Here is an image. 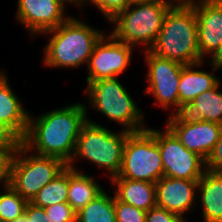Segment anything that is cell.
Listing matches in <instances>:
<instances>
[{"instance_id": "4316f807", "label": "cell", "mask_w": 222, "mask_h": 222, "mask_svg": "<svg viewBox=\"0 0 222 222\" xmlns=\"http://www.w3.org/2000/svg\"><path fill=\"white\" fill-rule=\"evenodd\" d=\"M44 209L52 222H76V212L68 202L56 203Z\"/></svg>"}, {"instance_id": "836d02e7", "label": "cell", "mask_w": 222, "mask_h": 222, "mask_svg": "<svg viewBox=\"0 0 222 222\" xmlns=\"http://www.w3.org/2000/svg\"><path fill=\"white\" fill-rule=\"evenodd\" d=\"M210 59L211 60H209V62L211 65L217 69H222V44L218 47Z\"/></svg>"}, {"instance_id": "f1b7e54d", "label": "cell", "mask_w": 222, "mask_h": 222, "mask_svg": "<svg viewBox=\"0 0 222 222\" xmlns=\"http://www.w3.org/2000/svg\"><path fill=\"white\" fill-rule=\"evenodd\" d=\"M16 146H0V185L5 186L9 180V166Z\"/></svg>"}, {"instance_id": "e0dca14e", "label": "cell", "mask_w": 222, "mask_h": 222, "mask_svg": "<svg viewBox=\"0 0 222 222\" xmlns=\"http://www.w3.org/2000/svg\"><path fill=\"white\" fill-rule=\"evenodd\" d=\"M8 80L5 70H0V121L22 140L27 131L29 112L21 104L22 101Z\"/></svg>"}, {"instance_id": "1f68e13d", "label": "cell", "mask_w": 222, "mask_h": 222, "mask_svg": "<svg viewBox=\"0 0 222 222\" xmlns=\"http://www.w3.org/2000/svg\"><path fill=\"white\" fill-rule=\"evenodd\" d=\"M21 139L2 121H0V146H18Z\"/></svg>"}, {"instance_id": "d4e9b609", "label": "cell", "mask_w": 222, "mask_h": 222, "mask_svg": "<svg viewBox=\"0 0 222 222\" xmlns=\"http://www.w3.org/2000/svg\"><path fill=\"white\" fill-rule=\"evenodd\" d=\"M135 0H83L80 8L84 6L85 3H91L102 13V15L109 22L112 20L119 12L127 9Z\"/></svg>"}, {"instance_id": "603a6c76", "label": "cell", "mask_w": 222, "mask_h": 222, "mask_svg": "<svg viewBox=\"0 0 222 222\" xmlns=\"http://www.w3.org/2000/svg\"><path fill=\"white\" fill-rule=\"evenodd\" d=\"M68 196V166L51 182L46 184L31 203L46 208L56 203L67 202Z\"/></svg>"}, {"instance_id": "d6a6232c", "label": "cell", "mask_w": 222, "mask_h": 222, "mask_svg": "<svg viewBox=\"0 0 222 222\" xmlns=\"http://www.w3.org/2000/svg\"><path fill=\"white\" fill-rule=\"evenodd\" d=\"M170 6H195L208 0H164Z\"/></svg>"}, {"instance_id": "d6986e66", "label": "cell", "mask_w": 222, "mask_h": 222, "mask_svg": "<svg viewBox=\"0 0 222 222\" xmlns=\"http://www.w3.org/2000/svg\"><path fill=\"white\" fill-rule=\"evenodd\" d=\"M110 181L115 187L113 194L119 201L144 211L157 205L155 183L127 178H111Z\"/></svg>"}, {"instance_id": "7c38bea8", "label": "cell", "mask_w": 222, "mask_h": 222, "mask_svg": "<svg viewBox=\"0 0 222 222\" xmlns=\"http://www.w3.org/2000/svg\"><path fill=\"white\" fill-rule=\"evenodd\" d=\"M182 145L206 160L222 133V125L185 119L180 113L169 115L165 125Z\"/></svg>"}, {"instance_id": "d590c367", "label": "cell", "mask_w": 222, "mask_h": 222, "mask_svg": "<svg viewBox=\"0 0 222 222\" xmlns=\"http://www.w3.org/2000/svg\"><path fill=\"white\" fill-rule=\"evenodd\" d=\"M11 222H29L28 218L25 214H23L22 216L18 217L17 219H15L14 221Z\"/></svg>"}, {"instance_id": "4dcf8cb0", "label": "cell", "mask_w": 222, "mask_h": 222, "mask_svg": "<svg viewBox=\"0 0 222 222\" xmlns=\"http://www.w3.org/2000/svg\"><path fill=\"white\" fill-rule=\"evenodd\" d=\"M24 214L27 216L29 222H52L44 208L35 206L31 202H28L26 205Z\"/></svg>"}, {"instance_id": "7402d4cb", "label": "cell", "mask_w": 222, "mask_h": 222, "mask_svg": "<svg viewBox=\"0 0 222 222\" xmlns=\"http://www.w3.org/2000/svg\"><path fill=\"white\" fill-rule=\"evenodd\" d=\"M76 222H117L114 196L104 190L76 213Z\"/></svg>"}, {"instance_id": "30bf717a", "label": "cell", "mask_w": 222, "mask_h": 222, "mask_svg": "<svg viewBox=\"0 0 222 222\" xmlns=\"http://www.w3.org/2000/svg\"><path fill=\"white\" fill-rule=\"evenodd\" d=\"M156 142L165 177L199 180L205 173V159L186 149L167 127L164 130L156 129Z\"/></svg>"}, {"instance_id": "484cf974", "label": "cell", "mask_w": 222, "mask_h": 222, "mask_svg": "<svg viewBox=\"0 0 222 222\" xmlns=\"http://www.w3.org/2000/svg\"><path fill=\"white\" fill-rule=\"evenodd\" d=\"M114 209L117 222H145L147 211L119 201L114 196Z\"/></svg>"}, {"instance_id": "6da1fadb", "label": "cell", "mask_w": 222, "mask_h": 222, "mask_svg": "<svg viewBox=\"0 0 222 222\" xmlns=\"http://www.w3.org/2000/svg\"><path fill=\"white\" fill-rule=\"evenodd\" d=\"M87 109L83 103L44 112L37 117L29 113L28 127L21 144L30 152L71 161L82 127L87 123Z\"/></svg>"}, {"instance_id": "5b68a950", "label": "cell", "mask_w": 222, "mask_h": 222, "mask_svg": "<svg viewBox=\"0 0 222 222\" xmlns=\"http://www.w3.org/2000/svg\"><path fill=\"white\" fill-rule=\"evenodd\" d=\"M170 5L164 1H135L109 21L119 41L149 50L155 43Z\"/></svg>"}, {"instance_id": "2e32d148", "label": "cell", "mask_w": 222, "mask_h": 222, "mask_svg": "<svg viewBox=\"0 0 222 222\" xmlns=\"http://www.w3.org/2000/svg\"><path fill=\"white\" fill-rule=\"evenodd\" d=\"M205 65V61L195 64L184 65L181 70L180 83L178 88L179 94V113L189 103H191L198 95L213 89L221 80L213 75L218 69L213 65L212 73L199 70L198 67ZM197 68V70L195 69Z\"/></svg>"}, {"instance_id": "9a60e30c", "label": "cell", "mask_w": 222, "mask_h": 222, "mask_svg": "<svg viewBox=\"0 0 222 222\" xmlns=\"http://www.w3.org/2000/svg\"><path fill=\"white\" fill-rule=\"evenodd\" d=\"M193 7L200 56L207 60L205 58L211 57L222 44V0H208Z\"/></svg>"}, {"instance_id": "52a82bcc", "label": "cell", "mask_w": 222, "mask_h": 222, "mask_svg": "<svg viewBox=\"0 0 222 222\" xmlns=\"http://www.w3.org/2000/svg\"><path fill=\"white\" fill-rule=\"evenodd\" d=\"M64 161L55 157L30 154L22 144L12 155L8 184L28 202L46 184L55 179L66 167Z\"/></svg>"}, {"instance_id": "e575fe53", "label": "cell", "mask_w": 222, "mask_h": 222, "mask_svg": "<svg viewBox=\"0 0 222 222\" xmlns=\"http://www.w3.org/2000/svg\"><path fill=\"white\" fill-rule=\"evenodd\" d=\"M66 2H68L69 4H74V6H78L80 7L82 4L83 0H65Z\"/></svg>"}, {"instance_id": "9c48e42d", "label": "cell", "mask_w": 222, "mask_h": 222, "mask_svg": "<svg viewBox=\"0 0 222 222\" xmlns=\"http://www.w3.org/2000/svg\"><path fill=\"white\" fill-rule=\"evenodd\" d=\"M146 51V52H145ZM148 68V87L145 94L153 95L155 104L170 110V115L179 114L178 88L183 64L157 56L150 50H143ZM175 109V110H173Z\"/></svg>"}, {"instance_id": "83f0119b", "label": "cell", "mask_w": 222, "mask_h": 222, "mask_svg": "<svg viewBox=\"0 0 222 222\" xmlns=\"http://www.w3.org/2000/svg\"><path fill=\"white\" fill-rule=\"evenodd\" d=\"M177 214L167 211L166 209L154 206L146 213L145 222H183Z\"/></svg>"}, {"instance_id": "ffe728a7", "label": "cell", "mask_w": 222, "mask_h": 222, "mask_svg": "<svg viewBox=\"0 0 222 222\" xmlns=\"http://www.w3.org/2000/svg\"><path fill=\"white\" fill-rule=\"evenodd\" d=\"M221 81L213 88L198 95L180 114L187 120L208 121L222 125Z\"/></svg>"}, {"instance_id": "277c9868", "label": "cell", "mask_w": 222, "mask_h": 222, "mask_svg": "<svg viewBox=\"0 0 222 222\" xmlns=\"http://www.w3.org/2000/svg\"><path fill=\"white\" fill-rule=\"evenodd\" d=\"M130 133L126 130L113 132L87 117V123L81 129L75 153L68 167L77 170L75 160L84 158L99 168H106L110 179L117 176L121 170L123 150Z\"/></svg>"}, {"instance_id": "cb8c5ba5", "label": "cell", "mask_w": 222, "mask_h": 222, "mask_svg": "<svg viewBox=\"0 0 222 222\" xmlns=\"http://www.w3.org/2000/svg\"><path fill=\"white\" fill-rule=\"evenodd\" d=\"M0 191V222H11L22 216L28 201L9 184Z\"/></svg>"}, {"instance_id": "8d00e7d4", "label": "cell", "mask_w": 222, "mask_h": 222, "mask_svg": "<svg viewBox=\"0 0 222 222\" xmlns=\"http://www.w3.org/2000/svg\"><path fill=\"white\" fill-rule=\"evenodd\" d=\"M135 1H159V0H135Z\"/></svg>"}, {"instance_id": "ba28073f", "label": "cell", "mask_w": 222, "mask_h": 222, "mask_svg": "<svg viewBox=\"0 0 222 222\" xmlns=\"http://www.w3.org/2000/svg\"><path fill=\"white\" fill-rule=\"evenodd\" d=\"M162 176L164 168L156 142V129L150 127L131 132L124 146L121 170L113 178L156 183Z\"/></svg>"}, {"instance_id": "4fadbf2b", "label": "cell", "mask_w": 222, "mask_h": 222, "mask_svg": "<svg viewBox=\"0 0 222 222\" xmlns=\"http://www.w3.org/2000/svg\"><path fill=\"white\" fill-rule=\"evenodd\" d=\"M65 0H17L16 22L25 25L30 36L58 27L70 16L66 15Z\"/></svg>"}, {"instance_id": "ac0fdd59", "label": "cell", "mask_w": 222, "mask_h": 222, "mask_svg": "<svg viewBox=\"0 0 222 222\" xmlns=\"http://www.w3.org/2000/svg\"><path fill=\"white\" fill-rule=\"evenodd\" d=\"M204 222H222V173L206 170L198 180Z\"/></svg>"}, {"instance_id": "8fae6325", "label": "cell", "mask_w": 222, "mask_h": 222, "mask_svg": "<svg viewBox=\"0 0 222 222\" xmlns=\"http://www.w3.org/2000/svg\"><path fill=\"white\" fill-rule=\"evenodd\" d=\"M133 46L117 40L111 33L104 34L95 44L87 64V83L118 77L128 69Z\"/></svg>"}, {"instance_id": "7a4b0ae2", "label": "cell", "mask_w": 222, "mask_h": 222, "mask_svg": "<svg viewBox=\"0 0 222 222\" xmlns=\"http://www.w3.org/2000/svg\"><path fill=\"white\" fill-rule=\"evenodd\" d=\"M43 34L51 35L43 49V64L48 68H77L84 64L87 67L95 44L105 33L70 16Z\"/></svg>"}, {"instance_id": "8992f818", "label": "cell", "mask_w": 222, "mask_h": 222, "mask_svg": "<svg viewBox=\"0 0 222 222\" xmlns=\"http://www.w3.org/2000/svg\"><path fill=\"white\" fill-rule=\"evenodd\" d=\"M88 96L85 108L97 110L109 120L118 122L123 130L138 132L147 129L144 116L128 90L118 77L99 79L88 83L85 91Z\"/></svg>"}, {"instance_id": "5bb4252c", "label": "cell", "mask_w": 222, "mask_h": 222, "mask_svg": "<svg viewBox=\"0 0 222 222\" xmlns=\"http://www.w3.org/2000/svg\"><path fill=\"white\" fill-rule=\"evenodd\" d=\"M156 204L185 220L197 202L198 180L162 176L156 183ZM191 209V210H190Z\"/></svg>"}, {"instance_id": "f546056e", "label": "cell", "mask_w": 222, "mask_h": 222, "mask_svg": "<svg viewBox=\"0 0 222 222\" xmlns=\"http://www.w3.org/2000/svg\"><path fill=\"white\" fill-rule=\"evenodd\" d=\"M206 170L222 173V133L205 160Z\"/></svg>"}, {"instance_id": "44dd1931", "label": "cell", "mask_w": 222, "mask_h": 222, "mask_svg": "<svg viewBox=\"0 0 222 222\" xmlns=\"http://www.w3.org/2000/svg\"><path fill=\"white\" fill-rule=\"evenodd\" d=\"M103 191L93 176L68 167L67 202L76 213Z\"/></svg>"}, {"instance_id": "3957f363", "label": "cell", "mask_w": 222, "mask_h": 222, "mask_svg": "<svg viewBox=\"0 0 222 222\" xmlns=\"http://www.w3.org/2000/svg\"><path fill=\"white\" fill-rule=\"evenodd\" d=\"M149 50L183 65L206 61L200 56L194 7L170 6L159 35Z\"/></svg>"}]
</instances>
